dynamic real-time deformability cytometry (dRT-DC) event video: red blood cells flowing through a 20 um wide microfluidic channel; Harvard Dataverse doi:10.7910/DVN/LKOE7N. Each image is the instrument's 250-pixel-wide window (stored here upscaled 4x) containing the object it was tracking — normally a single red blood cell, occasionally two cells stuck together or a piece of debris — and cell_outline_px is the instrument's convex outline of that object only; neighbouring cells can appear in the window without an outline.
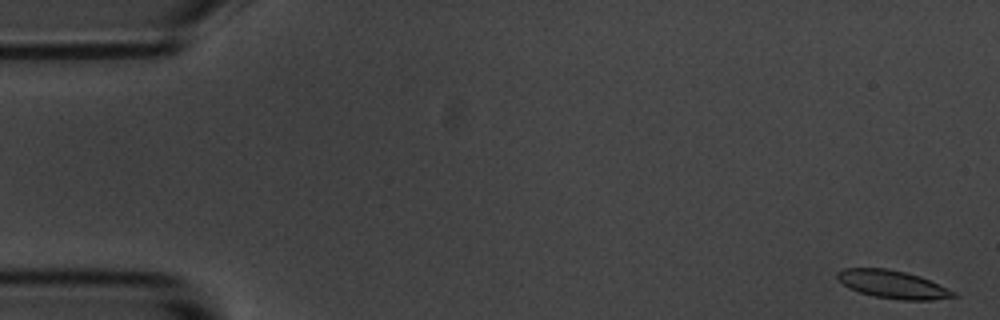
{"species": "common noctule bat (a hibernating species)", "species_latin": "Nyctalus noctula", "temperature_condition": "room temperature", "stored_images_in_passage": 8, "camera_frame_rate_fps": 3000, "um_per_image_px": 0.085, "animal": {"sex": "male", "body_mass_g": 20.1, "forearm_length_mm": 53.5}, "frame": {"image": 1, "passage_image": 1, "time_ms": 0.0, "image_size_px": [1000, 320], "cell_outline_px": [[956, 296], [932, 300], [900, 300], [872, 296], [848, 288], [836, 276], [836, 272], [844, 268], [884, 268], [904, 272], [920, 276], [948, 288], [956, 292]], "centroid_in_image_um": [75.87, 24.18], "position_along_channel_um": 9.1, "area_um2": 18.84}}
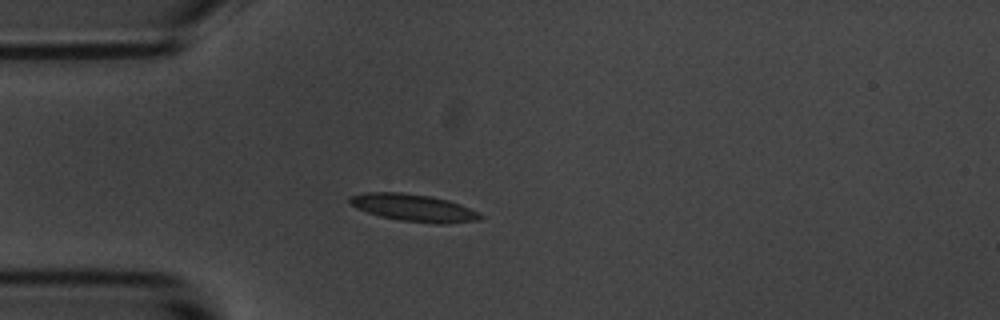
{"frame": {"image": 2, "passage_image": 5, "time_ms": 4.667, "image_size_px": [1000, 320], "cell_outline_px": [[484, 216], [480, 220], [444, 224], [436, 224], [400, 220], [380, 216], [356, 208], [348, 204], [348, 196], [364, 192], [400, 192], [432, 196], [448, 200], [460, 204]], "centroid_in_image_um": [35.11, 17.65], "position_along_channel_um": 49.9, "area_um2": 20.87}}
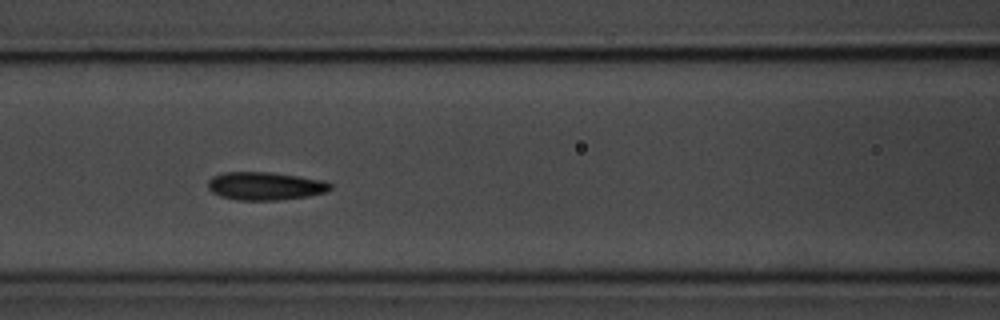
{"frame": {"image": 3, "passage_image": 8, "time_ms": 7.667, "image_size_px": [1000, 320], "cell_outline_px": [[332, 188], [328, 192], [308, 196], [280, 200], [236, 200], [220, 196], [212, 192], [208, 188], [208, 180], [212, 176], [224, 172], [272, 172], [300, 176], [324, 180], [332, 184]], "centroid_in_image_um": [22.56, 15.81], "position_along_channel_um": 144.0, "area_um2": 20.29}}